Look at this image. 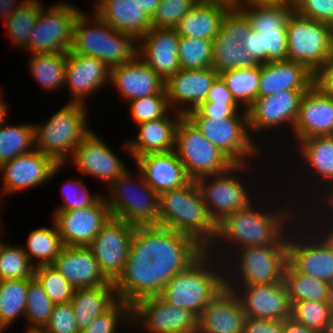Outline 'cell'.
Listing matches in <instances>:
<instances>
[{"mask_svg": "<svg viewBox=\"0 0 333 333\" xmlns=\"http://www.w3.org/2000/svg\"><path fill=\"white\" fill-rule=\"evenodd\" d=\"M138 173L139 187L132 184V177L126 171L109 184L110 197L105 201L112 218L135 226H158L159 194L148 186L139 170Z\"/></svg>", "mask_w": 333, "mask_h": 333, "instance_id": "obj_9", "label": "cell"}, {"mask_svg": "<svg viewBox=\"0 0 333 333\" xmlns=\"http://www.w3.org/2000/svg\"><path fill=\"white\" fill-rule=\"evenodd\" d=\"M284 320L246 317L243 333H283Z\"/></svg>", "mask_w": 333, "mask_h": 333, "instance_id": "obj_58", "label": "cell"}, {"mask_svg": "<svg viewBox=\"0 0 333 333\" xmlns=\"http://www.w3.org/2000/svg\"><path fill=\"white\" fill-rule=\"evenodd\" d=\"M102 197L86 208L55 212L53 221L64 246H88L110 221V208Z\"/></svg>", "mask_w": 333, "mask_h": 333, "instance_id": "obj_17", "label": "cell"}, {"mask_svg": "<svg viewBox=\"0 0 333 333\" xmlns=\"http://www.w3.org/2000/svg\"><path fill=\"white\" fill-rule=\"evenodd\" d=\"M245 319L238 295L225 285L198 317V333H243Z\"/></svg>", "mask_w": 333, "mask_h": 333, "instance_id": "obj_28", "label": "cell"}, {"mask_svg": "<svg viewBox=\"0 0 333 333\" xmlns=\"http://www.w3.org/2000/svg\"><path fill=\"white\" fill-rule=\"evenodd\" d=\"M42 7L25 49L30 53H64L72 46L73 28L81 11L70 4L57 3L49 10Z\"/></svg>", "mask_w": 333, "mask_h": 333, "instance_id": "obj_12", "label": "cell"}, {"mask_svg": "<svg viewBox=\"0 0 333 333\" xmlns=\"http://www.w3.org/2000/svg\"><path fill=\"white\" fill-rule=\"evenodd\" d=\"M293 132L297 142L314 136H333V96L322 92L315 84L306 91Z\"/></svg>", "mask_w": 333, "mask_h": 333, "instance_id": "obj_25", "label": "cell"}, {"mask_svg": "<svg viewBox=\"0 0 333 333\" xmlns=\"http://www.w3.org/2000/svg\"><path fill=\"white\" fill-rule=\"evenodd\" d=\"M245 165L248 166V163L235 164L224 173L203 176L195 180L204 203L217 224L226 216L247 208L252 203L245 186L233 174L234 171L244 170ZM208 181L210 183H206Z\"/></svg>", "mask_w": 333, "mask_h": 333, "instance_id": "obj_14", "label": "cell"}, {"mask_svg": "<svg viewBox=\"0 0 333 333\" xmlns=\"http://www.w3.org/2000/svg\"><path fill=\"white\" fill-rule=\"evenodd\" d=\"M30 58L28 64L31 74L44 89L55 90L65 83L66 52L34 54Z\"/></svg>", "mask_w": 333, "mask_h": 333, "instance_id": "obj_41", "label": "cell"}, {"mask_svg": "<svg viewBox=\"0 0 333 333\" xmlns=\"http://www.w3.org/2000/svg\"><path fill=\"white\" fill-rule=\"evenodd\" d=\"M229 3L218 0H199L175 27L180 37L213 40Z\"/></svg>", "mask_w": 333, "mask_h": 333, "instance_id": "obj_34", "label": "cell"}, {"mask_svg": "<svg viewBox=\"0 0 333 333\" xmlns=\"http://www.w3.org/2000/svg\"><path fill=\"white\" fill-rule=\"evenodd\" d=\"M92 17L94 24L91 28L86 13L81 11L77 17L70 51L98 58L110 69L139 56V46L135 45L139 39L135 35L113 29L97 14Z\"/></svg>", "mask_w": 333, "mask_h": 333, "instance_id": "obj_4", "label": "cell"}, {"mask_svg": "<svg viewBox=\"0 0 333 333\" xmlns=\"http://www.w3.org/2000/svg\"><path fill=\"white\" fill-rule=\"evenodd\" d=\"M81 183L82 182H79V180H72L63 184L64 186L62 195L65 197L64 199L66 203L65 205H61L56 211L86 208L90 205H93L101 197L100 195H89L87 188L84 186V184Z\"/></svg>", "mask_w": 333, "mask_h": 333, "instance_id": "obj_55", "label": "cell"}, {"mask_svg": "<svg viewBox=\"0 0 333 333\" xmlns=\"http://www.w3.org/2000/svg\"><path fill=\"white\" fill-rule=\"evenodd\" d=\"M250 32L249 18L239 7L231 6L221 21L217 36L213 39L212 68L217 73L259 65L254 57H249L241 45Z\"/></svg>", "mask_w": 333, "mask_h": 333, "instance_id": "obj_13", "label": "cell"}, {"mask_svg": "<svg viewBox=\"0 0 333 333\" xmlns=\"http://www.w3.org/2000/svg\"><path fill=\"white\" fill-rule=\"evenodd\" d=\"M132 319L142 321L149 333H198V317L193 312L169 304L159 295L136 302Z\"/></svg>", "mask_w": 333, "mask_h": 333, "instance_id": "obj_19", "label": "cell"}, {"mask_svg": "<svg viewBox=\"0 0 333 333\" xmlns=\"http://www.w3.org/2000/svg\"><path fill=\"white\" fill-rule=\"evenodd\" d=\"M305 92L284 90L274 95L258 97L246 110L250 132L276 128L286 121L293 129Z\"/></svg>", "mask_w": 333, "mask_h": 333, "instance_id": "obj_22", "label": "cell"}, {"mask_svg": "<svg viewBox=\"0 0 333 333\" xmlns=\"http://www.w3.org/2000/svg\"><path fill=\"white\" fill-rule=\"evenodd\" d=\"M38 0H25L14 13L5 20L8 33L11 36L13 45L23 47L27 45L38 15L42 9Z\"/></svg>", "mask_w": 333, "mask_h": 333, "instance_id": "obj_47", "label": "cell"}, {"mask_svg": "<svg viewBox=\"0 0 333 333\" xmlns=\"http://www.w3.org/2000/svg\"><path fill=\"white\" fill-rule=\"evenodd\" d=\"M51 265L76 289L114 284L101 271L94 254L87 246H63Z\"/></svg>", "mask_w": 333, "mask_h": 333, "instance_id": "obj_30", "label": "cell"}, {"mask_svg": "<svg viewBox=\"0 0 333 333\" xmlns=\"http://www.w3.org/2000/svg\"><path fill=\"white\" fill-rule=\"evenodd\" d=\"M199 0H160L151 18L152 27L175 28Z\"/></svg>", "mask_w": 333, "mask_h": 333, "instance_id": "obj_52", "label": "cell"}, {"mask_svg": "<svg viewBox=\"0 0 333 333\" xmlns=\"http://www.w3.org/2000/svg\"><path fill=\"white\" fill-rule=\"evenodd\" d=\"M52 227L38 228L29 234L26 245L28 249L24 251L32 264V257L39 258L36 266L52 264L64 246L54 221Z\"/></svg>", "mask_w": 333, "mask_h": 333, "instance_id": "obj_42", "label": "cell"}, {"mask_svg": "<svg viewBox=\"0 0 333 333\" xmlns=\"http://www.w3.org/2000/svg\"><path fill=\"white\" fill-rule=\"evenodd\" d=\"M24 1L25 0H22V2L16 3L15 0H0V15H2L4 21L8 19ZM14 2L15 5L13 4Z\"/></svg>", "mask_w": 333, "mask_h": 333, "instance_id": "obj_63", "label": "cell"}, {"mask_svg": "<svg viewBox=\"0 0 333 333\" xmlns=\"http://www.w3.org/2000/svg\"><path fill=\"white\" fill-rule=\"evenodd\" d=\"M35 149L65 164L75 148L91 132L86 125V107L83 103L70 102L45 125H34ZM65 162V163H64Z\"/></svg>", "mask_w": 333, "mask_h": 333, "instance_id": "obj_7", "label": "cell"}, {"mask_svg": "<svg viewBox=\"0 0 333 333\" xmlns=\"http://www.w3.org/2000/svg\"><path fill=\"white\" fill-rule=\"evenodd\" d=\"M44 333H79L71 303L55 304Z\"/></svg>", "mask_w": 333, "mask_h": 333, "instance_id": "obj_54", "label": "cell"}, {"mask_svg": "<svg viewBox=\"0 0 333 333\" xmlns=\"http://www.w3.org/2000/svg\"><path fill=\"white\" fill-rule=\"evenodd\" d=\"M95 13L113 29L140 39L151 27V18L133 0H97Z\"/></svg>", "mask_w": 333, "mask_h": 333, "instance_id": "obj_35", "label": "cell"}, {"mask_svg": "<svg viewBox=\"0 0 333 333\" xmlns=\"http://www.w3.org/2000/svg\"><path fill=\"white\" fill-rule=\"evenodd\" d=\"M238 104H220L203 102L196 109L185 114L186 117H217L220 119L233 117L238 112Z\"/></svg>", "mask_w": 333, "mask_h": 333, "instance_id": "obj_57", "label": "cell"}, {"mask_svg": "<svg viewBox=\"0 0 333 333\" xmlns=\"http://www.w3.org/2000/svg\"><path fill=\"white\" fill-rule=\"evenodd\" d=\"M179 41L175 28L151 27L139 39V57L165 81L181 69Z\"/></svg>", "mask_w": 333, "mask_h": 333, "instance_id": "obj_24", "label": "cell"}, {"mask_svg": "<svg viewBox=\"0 0 333 333\" xmlns=\"http://www.w3.org/2000/svg\"><path fill=\"white\" fill-rule=\"evenodd\" d=\"M3 330H5V328L0 324V333L3 332Z\"/></svg>", "mask_w": 333, "mask_h": 333, "instance_id": "obj_72", "label": "cell"}, {"mask_svg": "<svg viewBox=\"0 0 333 333\" xmlns=\"http://www.w3.org/2000/svg\"><path fill=\"white\" fill-rule=\"evenodd\" d=\"M284 281L291 305L304 300L333 301L331 284L297 272L288 262L284 269Z\"/></svg>", "mask_w": 333, "mask_h": 333, "instance_id": "obj_38", "label": "cell"}, {"mask_svg": "<svg viewBox=\"0 0 333 333\" xmlns=\"http://www.w3.org/2000/svg\"><path fill=\"white\" fill-rule=\"evenodd\" d=\"M333 314V301L304 300L294 302L291 318L317 333H326Z\"/></svg>", "mask_w": 333, "mask_h": 333, "instance_id": "obj_45", "label": "cell"}, {"mask_svg": "<svg viewBox=\"0 0 333 333\" xmlns=\"http://www.w3.org/2000/svg\"><path fill=\"white\" fill-rule=\"evenodd\" d=\"M125 318H132V306L119 300L110 310L97 316L89 326L79 333H115L117 324Z\"/></svg>", "mask_w": 333, "mask_h": 333, "instance_id": "obj_53", "label": "cell"}, {"mask_svg": "<svg viewBox=\"0 0 333 333\" xmlns=\"http://www.w3.org/2000/svg\"><path fill=\"white\" fill-rule=\"evenodd\" d=\"M191 180L228 171L235 163L183 115L175 131V148Z\"/></svg>", "mask_w": 333, "mask_h": 333, "instance_id": "obj_8", "label": "cell"}, {"mask_svg": "<svg viewBox=\"0 0 333 333\" xmlns=\"http://www.w3.org/2000/svg\"><path fill=\"white\" fill-rule=\"evenodd\" d=\"M236 270V284L256 285L277 283L284 278L287 264V245H261L241 248Z\"/></svg>", "mask_w": 333, "mask_h": 333, "instance_id": "obj_18", "label": "cell"}, {"mask_svg": "<svg viewBox=\"0 0 333 333\" xmlns=\"http://www.w3.org/2000/svg\"><path fill=\"white\" fill-rule=\"evenodd\" d=\"M118 301L114 284L77 288L70 303L79 332L86 329L97 316L110 310Z\"/></svg>", "mask_w": 333, "mask_h": 333, "instance_id": "obj_37", "label": "cell"}, {"mask_svg": "<svg viewBox=\"0 0 333 333\" xmlns=\"http://www.w3.org/2000/svg\"><path fill=\"white\" fill-rule=\"evenodd\" d=\"M226 278V286L235 289L246 317L271 320H285L291 317L292 305L284 278L277 283L241 285V287L240 284L235 286V283H231V280H228L230 277Z\"/></svg>", "mask_w": 333, "mask_h": 333, "instance_id": "obj_16", "label": "cell"}, {"mask_svg": "<svg viewBox=\"0 0 333 333\" xmlns=\"http://www.w3.org/2000/svg\"><path fill=\"white\" fill-rule=\"evenodd\" d=\"M329 189H328V191L329 190H331V191H329V192H327V196L325 195L324 197V199H326L325 201L327 202V204L328 205H330V207L329 208H331V209H333V186H331V187H328ZM330 193V194H329ZM328 197V198H327Z\"/></svg>", "mask_w": 333, "mask_h": 333, "instance_id": "obj_67", "label": "cell"}, {"mask_svg": "<svg viewBox=\"0 0 333 333\" xmlns=\"http://www.w3.org/2000/svg\"><path fill=\"white\" fill-rule=\"evenodd\" d=\"M135 3L140 5L142 10L150 17L152 18L160 0H133Z\"/></svg>", "mask_w": 333, "mask_h": 333, "instance_id": "obj_64", "label": "cell"}, {"mask_svg": "<svg viewBox=\"0 0 333 333\" xmlns=\"http://www.w3.org/2000/svg\"><path fill=\"white\" fill-rule=\"evenodd\" d=\"M34 277L54 304L71 301L76 288L51 264L35 266Z\"/></svg>", "mask_w": 333, "mask_h": 333, "instance_id": "obj_50", "label": "cell"}, {"mask_svg": "<svg viewBox=\"0 0 333 333\" xmlns=\"http://www.w3.org/2000/svg\"><path fill=\"white\" fill-rule=\"evenodd\" d=\"M237 210L217 224L216 240L232 241L238 248L261 245H287L288 237L283 230L285 223L292 219V210L283 208L277 212H262L253 208ZM291 215H290V214ZM291 216V217H290ZM289 217V218H288ZM287 220V221H286Z\"/></svg>", "mask_w": 333, "mask_h": 333, "instance_id": "obj_5", "label": "cell"}, {"mask_svg": "<svg viewBox=\"0 0 333 333\" xmlns=\"http://www.w3.org/2000/svg\"><path fill=\"white\" fill-rule=\"evenodd\" d=\"M178 58L181 69L212 67L213 40L180 37Z\"/></svg>", "mask_w": 333, "mask_h": 333, "instance_id": "obj_48", "label": "cell"}, {"mask_svg": "<svg viewBox=\"0 0 333 333\" xmlns=\"http://www.w3.org/2000/svg\"><path fill=\"white\" fill-rule=\"evenodd\" d=\"M135 229V225L111 218L87 246L112 282L123 272Z\"/></svg>", "mask_w": 333, "mask_h": 333, "instance_id": "obj_15", "label": "cell"}, {"mask_svg": "<svg viewBox=\"0 0 333 333\" xmlns=\"http://www.w3.org/2000/svg\"><path fill=\"white\" fill-rule=\"evenodd\" d=\"M261 64L247 68H236L219 73V77L232 93L236 103L244 104L247 110L258 98ZM242 103V104H241Z\"/></svg>", "mask_w": 333, "mask_h": 333, "instance_id": "obj_39", "label": "cell"}, {"mask_svg": "<svg viewBox=\"0 0 333 333\" xmlns=\"http://www.w3.org/2000/svg\"><path fill=\"white\" fill-rule=\"evenodd\" d=\"M54 303L35 278H28L25 316L30 324L26 330H42L48 323Z\"/></svg>", "mask_w": 333, "mask_h": 333, "instance_id": "obj_46", "label": "cell"}, {"mask_svg": "<svg viewBox=\"0 0 333 333\" xmlns=\"http://www.w3.org/2000/svg\"><path fill=\"white\" fill-rule=\"evenodd\" d=\"M229 3L231 6H235L240 0H218Z\"/></svg>", "mask_w": 333, "mask_h": 333, "instance_id": "obj_68", "label": "cell"}, {"mask_svg": "<svg viewBox=\"0 0 333 333\" xmlns=\"http://www.w3.org/2000/svg\"><path fill=\"white\" fill-rule=\"evenodd\" d=\"M326 333H333V314H332V319L330 321V324H329V327H328Z\"/></svg>", "mask_w": 333, "mask_h": 333, "instance_id": "obj_69", "label": "cell"}, {"mask_svg": "<svg viewBox=\"0 0 333 333\" xmlns=\"http://www.w3.org/2000/svg\"><path fill=\"white\" fill-rule=\"evenodd\" d=\"M315 75L305 65L294 61H273L261 65L258 97L284 90L308 91Z\"/></svg>", "mask_w": 333, "mask_h": 333, "instance_id": "obj_33", "label": "cell"}, {"mask_svg": "<svg viewBox=\"0 0 333 333\" xmlns=\"http://www.w3.org/2000/svg\"><path fill=\"white\" fill-rule=\"evenodd\" d=\"M204 102H216L220 104H237L232 93L223 80L218 77L212 84L208 96Z\"/></svg>", "mask_w": 333, "mask_h": 333, "instance_id": "obj_60", "label": "cell"}, {"mask_svg": "<svg viewBox=\"0 0 333 333\" xmlns=\"http://www.w3.org/2000/svg\"><path fill=\"white\" fill-rule=\"evenodd\" d=\"M331 39L330 24L294 11L287 23V60L299 62L315 74L331 56Z\"/></svg>", "mask_w": 333, "mask_h": 333, "instance_id": "obj_10", "label": "cell"}, {"mask_svg": "<svg viewBox=\"0 0 333 333\" xmlns=\"http://www.w3.org/2000/svg\"><path fill=\"white\" fill-rule=\"evenodd\" d=\"M3 101L4 100L2 99V97L0 95V125L4 124L6 122V119H7L6 117H7V112H8L7 105Z\"/></svg>", "mask_w": 333, "mask_h": 333, "instance_id": "obj_66", "label": "cell"}, {"mask_svg": "<svg viewBox=\"0 0 333 333\" xmlns=\"http://www.w3.org/2000/svg\"><path fill=\"white\" fill-rule=\"evenodd\" d=\"M332 223L333 222H331V225H333ZM326 227H329L328 231L329 230L330 231L328 232L327 230H325L326 232L325 231H324V233L322 232V234L320 235L321 236L320 240L325 246H327L330 250L333 251V226H326Z\"/></svg>", "mask_w": 333, "mask_h": 333, "instance_id": "obj_65", "label": "cell"}, {"mask_svg": "<svg viewBox=\"0 0 333 333\" xmlns=\"http://www.w3.org/2000/svg\"><path fill=\"white\" fill-rule=\"evenodd\" d=\"M316 236L315 239L312 234V237L304 238V240L300 241L297 238L294 240L295 238L292 237L290 240L289 236L287 241V262L297 272L310 275L332 285L333 251L321 242L318 235Z\"/></svg>", "mask_w": 333, "mask_h": 333, "instance_id": "obj_29", "label": "cell"}, {"mask_svg": "<svg viewBox=\"0 0 333 333\" xmlns=\"http://www.w3.org/2000/svg\"><path fill=\"white\" fill-rule=\"evenodd\" d=\"M131 241L151 255L157 272V296L173 276L206 251L191 236L161 226H136Z\"/></svg>", "mask_w": 333, "mask_h": 333, "instance_id": "obj_1", "label": "cell"}, {"mask_svg": "<svg viewBox=\"0 0 333 333\" xmlns=\"http://www.w3.org/2000/svg\"><path fill=\"white\" fill-rule=\"evenodd\" d=\"M283 333H317V332L289 317L284 320Z\"/></svg>", "mask_w": 333, "mask_h": 333, "instance_id": "obj_61", "label": "cell"}, {"mask_svg": "<svg viewBox=\"0 0 333 333\" xmlns=\"http://www.w3.org/2000/svg\"><path fill=\"white\" fill-rule=\"evenodd\" d=\"M331 55L333 56V27H332V39H331Z\"/></svg>", "mask_w": 333, "mask_h": 333, "instance_id": "obj_71", "label": "cell"}, {"mask_svg": "<svg viewBox=\"0 0 333 333\" xmlns=\"http://www.w3.org/2000/svg\"><path fill=\"white\" fill-rule=\"evenodd\" d=\"M35 266L23 248L0 241V280L32 278Z\"/></svg>", "mask_w": 333, "mask_h": 333, "instance_id": "obj_49", "label": "cell"}, {"mask_svg": "<svg viewBox=\"0 0 333 333\" xmlns=\"http://www.w3.org/2000/svg\"><path fill=\"white\" fill-rule=\"evenodd\" d=\"M113 283L119 300L130 306L141 299L157 296V272L151 255L131 241L123 272Z\"/></svg>", "mask_w": 333, "mask_h": 333, "instance_id": "obj_20", "label": "cell"}, {"mask_svg": "<svg viewBox=\"0 0 333 333\" xmlns=\"http://www.w3.org/2000/svg\"><path fill=\"white\" fill-rule=\"evenodd\" d=\"M314 84L324 93L333 96V56L314 74Z\"/></svg>", "mask_w": 333, "mask_h": 333, "instance_id": "obj_59", "label": "cell"}, {"mask_svg": "<svg viewBox=\"0 0 333 333\" xmlns=\"http://www.w3.org/2000/svg\"><path fill=\"white\" fill-rule=\"evenodd\" d=\"M26 333H44L42 330H27Z\"/></svg>", "mask_w": 333, "mask_h": 333, "instance_id": "obj_70", "label": "cell"}, {"mask_svg": "<svg viewBox=\"0 0 333 333\" xmlns=\"http://www.w3.org/2000/svg\"><path fill=\"white\" fill-rule=\"evenodd\" d=\"M249 18L251 32L241 45L249 57L259 64L273 61H285L288 54L287 23L294 12V5L238 6Z\"/></svg>", "mask_w": 333, "mask_h": 333, "instance_id": "obj_3", "label": "cell"}, {"mask_svg": "<svg viewBox=\"0 0 333 333\" xmlns=\"http://www.w3.org/2000/svg\"><path fill=\"white\" fill-rule=\"evenodd\" d=\"M96 135L91 131L82 140L75 148L72 162L79 168L83 177L90 174L110 184L127 170L120 158Z\"/></svg>", "mask_w": 333, "mask_h": 333, "instance_id": "obj_26", "label": "cell"}, {"mask_svg": "<svg viewBox=\"0 0 333 333\" xmlns=\"http://www.w3.org/2000/svg\"><path fill=\"white\" fill-rule=\"evenodd\" d=\"M218 77L219 73L212 67L178 70L165 80L164 89L169 107H176L173 108L175 109L174 112L177 110L182 115L196 109L206 100L212 84ZM178 102L181 104L189 103L191 107L181 108L174 105Z\"/></svg>", "mask_w": 333, "mask_h": 333, "instance_id": "obj_23", "label": "cell"}, {"mask_svg": "<svg viewBox=\"0 0 333 333\" xmlns=\"http://www.w3.org/2000/svg\"><path fill=\"white\" fill-rule=\"evenodd\" d=\"M294 11L333 27V0H293Z\"/></svg>", "mask_w": 333, "mask_h": 333, "instance_id": "obj_56", "label": "cell"}, {"mask_svg": "<svg viewBox=\"0 0 333 333\" xmlns=\"http://www.w3.org/2000/svg\"><path fill=\"white\" fill-rule=\"evenodd\" d=\"M240 4L255 5V6H286L293 4V0H240L235 6Z\"/></svg>", "mask_w": 333, "mask_h": 333, "instance_id": "obj_62", "label": "cell"}, {"mask_svg": "<svg viewBox=\"0 0 333 333\" xmlns=\"http://www.w3.org/2000/svg\"><path fill=\"white\" fill-rule=\"evenodd\" d=\"M134 160L145 182L159 195L182 188L191 181L174 150L148 153Z\"/></svg>", "mask_w": 333, "mask_h": 333, "instance_id": "obj_27", "label": "cell"}, {"mask_svg": "<svg viewBox=\"0 0 333 333\" xmlns=\"http://www.w3.org/2000/svg\"><path fill=\"white\" fill-rule=\"evenodd\" d=\"M183 115L175 112L173 120L167 114L152 121L137 124V140L129 141L125 147L132 153L133 159L148 153L168 152L175 148V131Z\"/></svg>", "mask_w": 333, "mask_h": 333, "instance_id": "obj_36", "label": "cell"}, {"mask_svg": "<svg viewBox=\"0 0 333 333\" xmlns=\"http://www.w3.org/2000/svg\"><path fill=\"white\" fill-rule=\"evenodd\" d=\"M110 83L129 101L158 94L165 85V81L139 56L111 68Z\"/></svg>", "mask_w": 333, "mask_h": 333, "instance_id": "obj_31", "label": "cell"}, {"mask_svg": "<svg viewBox=\"0 0 333 333\" xmlns=\"http://www.w3.org/2000/svg\"><path fill=\"white\" fill-rule=\"evenodd\" d=\"M204 137L222 150L235 164H245L246 157L256 155L259 150L252 140L247 111L233 117H187ZM244 159V160H243ZM246 159V160H245Z\"/></svg>", "mask_w": 333, "mask_h": 333, "instance_id": "obj_11", "label": "cell"}, {"mask_svg": "<svg viewBox=\"0 0 333 333\" xmlns=\"http://www.w3.org/2000/svg\"><path fill=\"white\" fill-rule=\"evenodd\" d=\"M129 102L131 103L130 114L136 122V125L162 118L166 113L169 114L170 111L165 89L158 94H152Z\"/></svg>", "mask_w": 333, "mask_h": 333, "instance_id": "obj_51", "label": "cell"}, {"mask_svg": "<svg viewBox=\"0 0 333 333\" xmlns=\"http://www.w3.org/2000/svg\"><path fill=\"white\" fill-rule=\"evenodd\" d=\"M158 226L189 235L208 252L213 251L217 223L211 217L195 180L159 195Z\"/></svg>", "mask_w": 333, "mask_h": 333, "instance_id": "obj_2", "label": "cell"}, {"mask_svg": "<svg viewBox=\"0 0 333 333\" xmlns=\"http://www.w3.org/2000/svg\"><path fill=\"white\" fill-rule=\"evenodd\" d=\"M303 158L333 186V136H314L299 141Z\"/></svg>", "mask_w": 333, "mask_h": 333, "instance_id": "obj_40", "label": "cell"}, {"mask_svg": "<svg viewBox=\"0 0 333 333\" xmlns=\"http://www.w3.org/2000/svg\"><path fill=\"white\" fill-rule=\"evenodd\" d=\"M111 69L100 59L67 52L65 84H68L75 97L72 102L84 103L87 95L110 82Z\"/></svg>", "mask_w": 333, "mask_h": 333, "instance_id": "obj_32", "label": "cell"}, {"mask_svg": "<svg viewBox=\"0 0 333 333\" xmlns=\"http://www.w3.org/2000/svg\"><path fill=\"white\" fill-rule=\"evenodd\" d=\"M4 125V126H3ZM34 124L20 126L0 125V165L34 150ZM33 147V149L31 148ZM31 149V150H30Z\"/></svg>", "mask_w": 333, "mask_h": 333, "instance_id": "obj_44", "label": "cell"}, {"mask_svg": "<svg viewBox=\"0 0 333 333\" xmlns=\"http://www.w3.org/2000/svg\"><path fill=\"white\" fill-rule=\"evenodd\" d=\"M62 166L63 164H58L53 158L37 149L19 155L0 165V172L4 174L2 185L4 194L15 193L47 182Z\"/></svg>", "mask_w": 333, "mask_h": 333, "instance_id": "obj_21", "label": "cell"}, {"mask_svg": "<svg viewBox=\"0 0 333 333\" xmlns=\"http://www.w3.org/2000/svg\"><path fill=\"white\" fill-rule=\"evenodd\" d=\"M27 291L28 278L0 280V324L4 328L25 315Z\"/></svg>", "mask_w": 333, "mask_h": 333, "instance_id": "obj_43", "label": "cell"}, {"mask_svg": "<svg viewBox=\"0 0 333 333\" xmlns=\"http://www.w3.org/2000/svg\"><path fill=\"white\" fill-rule=\"evenodd\" d=\"M209 257L210 252L206 250L187 269L173 276L159 296L165 302L187 309L199 317L208 303L226 285L224 273L218 274V271L213 270V264L209 265Z\"/></svg>", "mask_w": 333, "mask_h": 333, "instance_id": "obj_6", "label": "cell"}]
</instances>
